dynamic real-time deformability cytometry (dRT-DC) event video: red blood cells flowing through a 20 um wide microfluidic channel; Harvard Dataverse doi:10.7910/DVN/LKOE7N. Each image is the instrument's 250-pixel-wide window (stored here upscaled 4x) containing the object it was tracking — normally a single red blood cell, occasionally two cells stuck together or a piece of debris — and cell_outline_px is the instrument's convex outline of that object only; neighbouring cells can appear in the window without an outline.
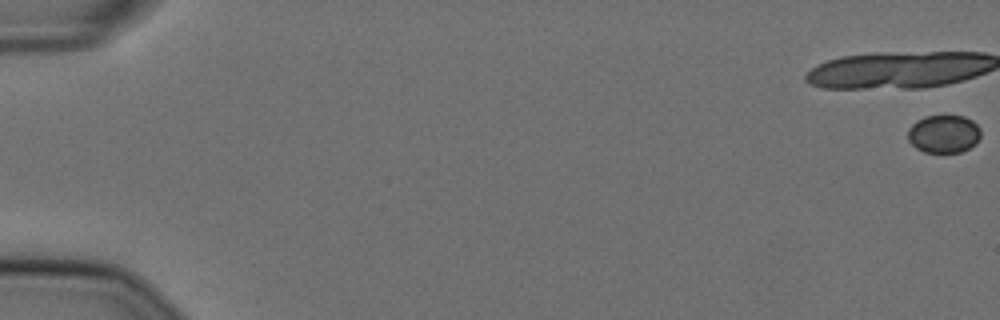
{"species": "Egyptian fruit bat (a non-hibernating species)", "species_latin": "Rousettus aegyptiacus", "temperature_condition": "cold", "stored_images_in_passage": 33, "camera_frame_rate_fps": 3000, "um_per_image_px": 0.085, "animal": {"sex": "female"}, "frame": {"image": 1, "passage_image": 1, "time_ms": 0.0, "image_size_px": [1000, 320], "cell_outline_px": [[980, 136], [976, 144], [960, 152], [924, 152], [916, 148], [908, 140], [908, 128], [916, 120], [924, 116], [964, 116], [972, 120], [980, 128]], "centroid_in_image_um": [80.21, 11.37], "position_along_channel_um": 4.8, "area_um2": 16.18}}